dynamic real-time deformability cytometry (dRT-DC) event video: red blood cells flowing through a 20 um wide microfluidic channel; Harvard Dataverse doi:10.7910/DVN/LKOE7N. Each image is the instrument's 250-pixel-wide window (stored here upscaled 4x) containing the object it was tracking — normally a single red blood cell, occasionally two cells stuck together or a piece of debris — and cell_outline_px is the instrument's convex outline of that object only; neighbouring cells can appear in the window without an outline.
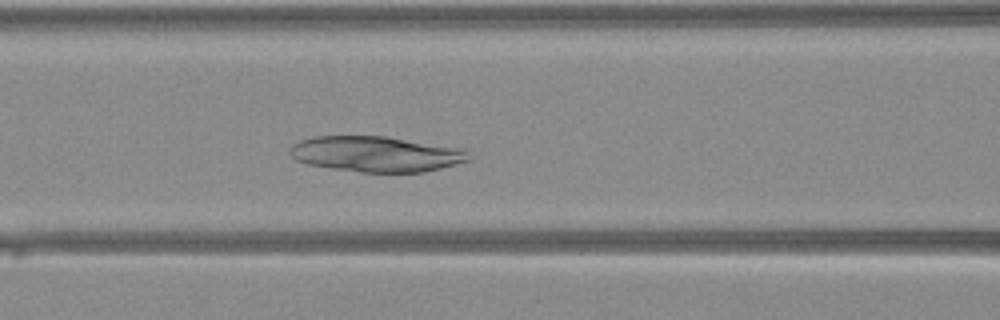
{"species": "Egyptian fruit bat (a non-hibernating species)", "species_latin": "Rousettus aegyptiacus", "temperature_condition": "warm", "stored_images_in_passage": 34, "camera_frame_rate_fps": 3000, "um_per_image_px": 0.085, "animal": {"sex": "female"}, "frame": {"image": 1, "passage_image": 10, "time_ms": 3.0, "image_size_px": [1000, 320], "cell_outline_px": [[472, 160], [424, 172], [360, 172], [332, 168], [308, 164], [296, 160], [292, 156], [292, 144], [300, 140], [316, 136], [384, 136], [468, 148], [472, 156]], "centroid_in_image_um": [32.08, 13.08], "position_along_channel_um": 134.5, "area_um2": 37.34}}
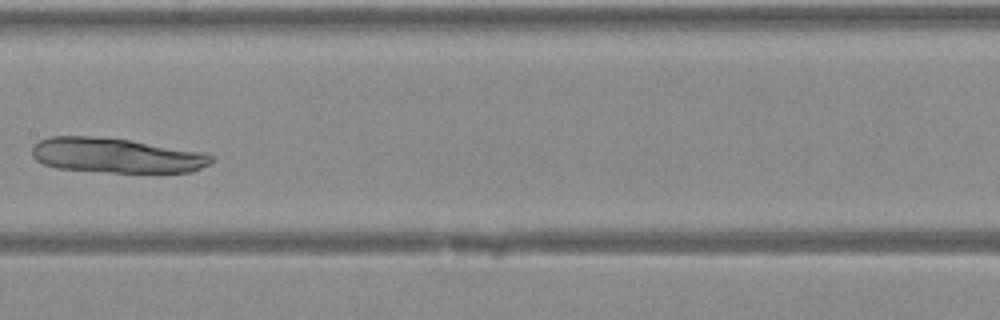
{"frame": {"image": 2, "passage_image": 14, "time_ms": 4.333, "image_size_px": [1000, 320], "cell_outline_px": [[216, 160], [192, 172], [112, 172], [56, 168], [44, 164], [36, 160], [32, 156], [32, 144], [48, 136], [88, 136], [128, 140], [204, 152], [212, 156]], "centroid_in_image_um": [9.85, 13.21], "position_along_channel_um": 197.6, "area_um2": 36.3}}
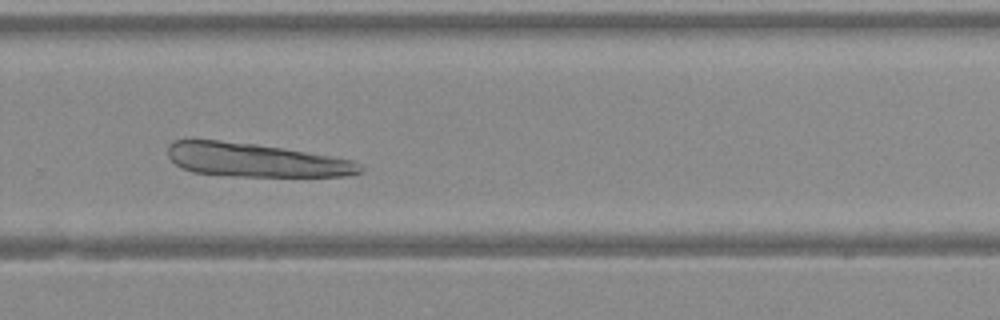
{"frame": {"image": 3, "passage_image": 21, "time_ms": 6.667, "image_size_px": [1000, 320], "cell_outline_px": [[364, 172], [344, 176], [228, 176], [192, 172], [176, 164], [168, 156], [168, 144], [172, 140], [220, 140], [256, 144], [284, 148], [352, 160], [360, 164], [364, 168]], "centroid_in_image_um": [21.71, 13.61], "position_along_channel_um": 308.1, "area_um2": 37.63}}